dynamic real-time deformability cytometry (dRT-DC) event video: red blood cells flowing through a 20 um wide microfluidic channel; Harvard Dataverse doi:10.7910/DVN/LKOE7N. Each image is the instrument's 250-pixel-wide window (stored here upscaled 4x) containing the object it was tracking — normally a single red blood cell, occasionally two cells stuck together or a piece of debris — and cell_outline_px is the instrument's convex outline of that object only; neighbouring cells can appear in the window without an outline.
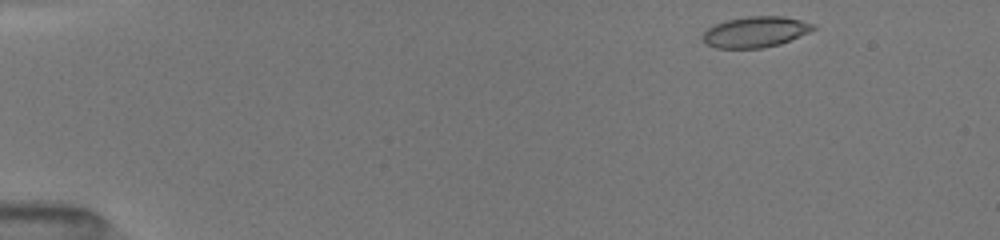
{"species": "common noctule bat (a hibernating species)", "species_latin": "Nyctalus noctula", "temperature_condition": "room temperature", "stored_images_in_passage": 19, "camera_frame_rate_fps": 3000, "um_per_image_px": 0.085, "animal": {"sex": "female", "body_mass_g": 19.5, "forearm_length_mm": 54.1}, "frame": {"image": 1, "passage_image": 1, "time_ms": 0.0, "image_size_px": [1000, 240], "cell_outline_px": [[816, 28], [808, 32], [780, 44], [760, 48], [716, 48], [704, 44], [700, 36], [708, 28], [716, 24], [728, 20], [748, 16], [784, 16], [800, 20], [812, 24]], "centroid_in_image_um": [64.15, 2.72], "position_along_channel_um": 20.8, "area_um2": 19.71}}
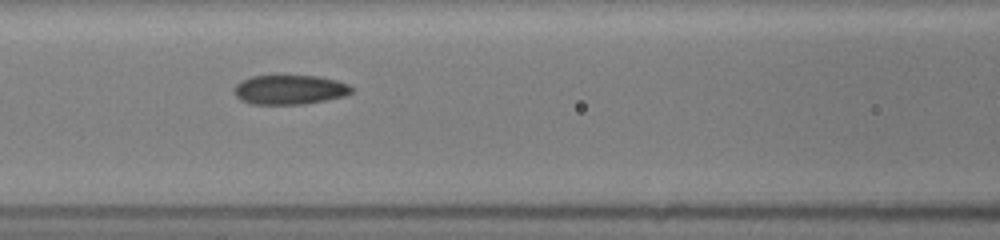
{"frame": {"image": 2, "passage_image": 13, "time_ms": 5.667, "image_size_px": [1000, 240], "cell_outline_px": [[352, 92], [344, 96], [304, 104], [248, 104], [240, 100], [236, 96], [236, 84], [240, 80], [252, 76], [320, 76], [336, 80], [348, 84], [352, 88]], "centroid_in_image_um": [24.61, 7.62], "position_along_channel_um": 142.0, "area_um2": 20.06}}
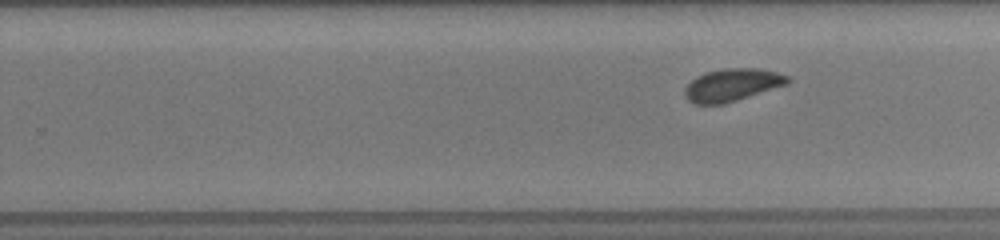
{"frame": {"image": 3, "passage_image": 19, "time_ms": 10.667, "image_size_px": [1000, 240], "cell_outline_px": [[792, 80], [788, 84], [724, 104], [696, 104], [688, 100], [684, 96], [684, 88], [696, 76], [704, 72], [724, 68], [760, 68], [776, 72], [788, 76]], "centroid_in_image_um": [62.23, 7.21], "position_along_channel_um": 267.6, "area_um2": 19.65}}